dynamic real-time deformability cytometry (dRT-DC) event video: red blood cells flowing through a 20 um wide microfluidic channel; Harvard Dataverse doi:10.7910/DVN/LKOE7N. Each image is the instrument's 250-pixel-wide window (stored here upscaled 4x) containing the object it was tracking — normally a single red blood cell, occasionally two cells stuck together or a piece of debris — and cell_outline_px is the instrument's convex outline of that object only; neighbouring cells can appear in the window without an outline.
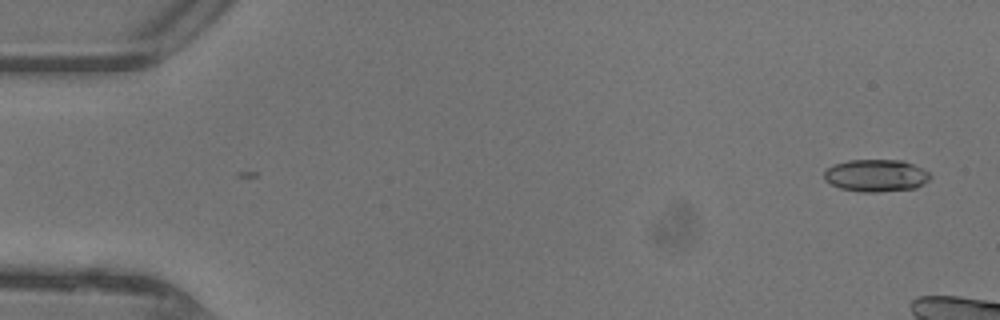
{"species": "common noctule bat (a hibernating species)", "species_latin": "Nyctalus noctula", "temperature_condition": "warm", "stored_images_in_passage": 2, "camera_frame_rate_fps": 3000, "um_per_image_px": 0.085, "animal": {"sex": "female"}, "frame": {"image": 1, "passage_image": 2, "time_ms": 0.333, "image_size_px": [1000, 320], "cell_outline_px": [[932, 176], [924, 184], [916, 188], [876, 192], [864, 192], [840, 188], [824, 180], [824, 172], [828, 168], [836, 164], [848, 160], [904, 160], [928, 172]], "centroid_in_image_um": [74.47, 14.92], "position_along_channel_um": 10.5, "area_um2": 19.83}}